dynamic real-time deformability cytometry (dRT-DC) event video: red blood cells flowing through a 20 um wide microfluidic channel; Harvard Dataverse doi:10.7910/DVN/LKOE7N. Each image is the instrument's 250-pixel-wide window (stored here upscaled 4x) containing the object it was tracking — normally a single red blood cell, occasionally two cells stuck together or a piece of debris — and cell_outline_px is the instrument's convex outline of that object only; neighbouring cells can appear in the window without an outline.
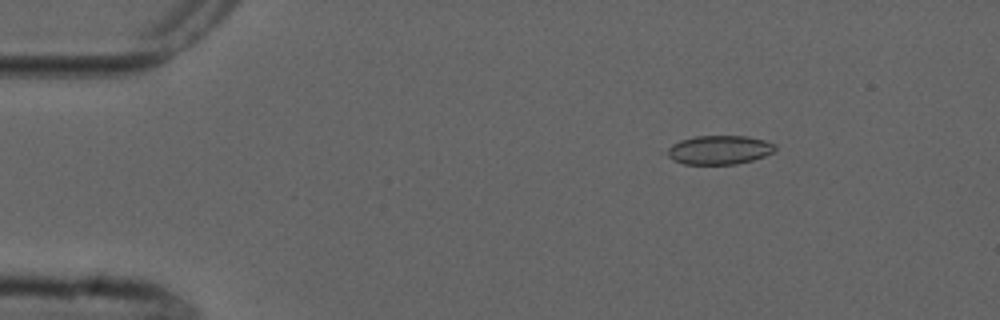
{"species": "common noctule bat (a hibernating species)", "species_latin": "Nyctalus noctula", "temperature_condition": "cold", "stored_images_in_passage": 5, "camera_frame_rate_fps": 3000, "um_per_image_px": 0.085, "animal": {"sex": "male", "forearm_length_mm": 52.5}, "frame": {"image": 1, "passage_image": 3, "time_ms": 2.333, "image_size_px": [1000, 320], "cell_outline_px": [[776, 148], [772, 152], [764, 156], [752, 160], [736, 164], [684, 164], [672, 160], [660, 152], [672, 144], [680, 140], [696, 136], [748, 136], [764, 140], [776, 144]], "centroid_in_image_um": [61.05, 12.74], "position_along_channel_um": 23.9, "area_um2": 18.5}}